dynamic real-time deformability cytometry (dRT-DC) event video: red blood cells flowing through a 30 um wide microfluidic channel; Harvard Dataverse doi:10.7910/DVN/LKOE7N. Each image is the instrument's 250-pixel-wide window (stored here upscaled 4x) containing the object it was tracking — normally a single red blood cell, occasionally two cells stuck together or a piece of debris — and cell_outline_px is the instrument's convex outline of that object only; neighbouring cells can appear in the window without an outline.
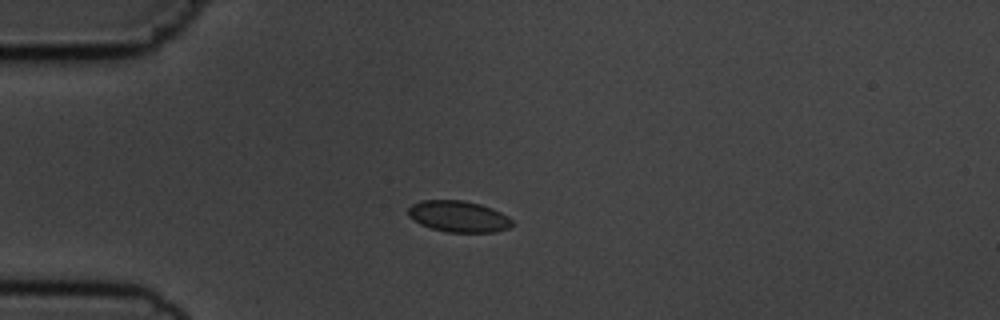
{"species": "common noctule bat (a hibernating species)", "species_latin": "Nyctalus noctula", "temperature_condition": "cold", "stored_images_in_passage": 6, "camera_frame_rate_fps": 3000, "um_per_image_px": 0.085, "animal": {"sex": "male", "body_mass_g": 19.5, "forearm_length_mm": 54.6}, "frame": {"image": 1, "passage_image": 4, "time_ms": 4.667, "image_size_px": [1000, 320], "cell_outline_px": [[516, 224], [508, 228], [496, 232], [448, 232], [432, 228], [420, 224], [412, 220], [408, 216], [408, 208], [412, 204], [420, 200], [464, 200], [480, 204], [492, 208], [508, 216]], "centroid_in_image_um": [38.98, 18.39], "position_along_channel_um": 46.0, "area_um2": 19.13}}
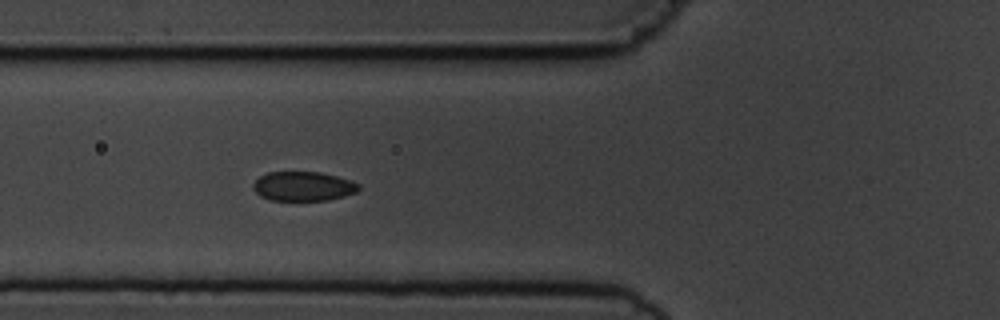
{"frame": {"image": 2, "passage_image": 6, "time_ms": 6.667, "image_size_px": [1000, 320], "cell_outline_px": [[360, 188], [356, 192], [344, 196], [328, 200], [268, 200], [260, 196], [252, 188], [252, 184], [260, 176], [268, 172], [320, 172], [336, 176], [360, 184]], "centroid_in_image_um": [25.75, 15.83], "position_along_channel_um": 100.1, "area_um2": 18.03}}